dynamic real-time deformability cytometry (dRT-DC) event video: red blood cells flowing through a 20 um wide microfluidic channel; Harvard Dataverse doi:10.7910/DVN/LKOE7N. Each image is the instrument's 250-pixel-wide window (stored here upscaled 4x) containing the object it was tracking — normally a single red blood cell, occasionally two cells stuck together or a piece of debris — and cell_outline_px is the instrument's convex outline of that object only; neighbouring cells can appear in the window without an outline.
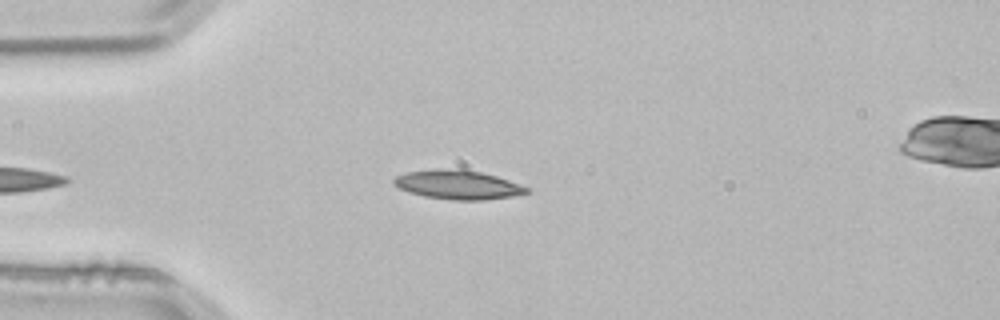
{"species": "common noctule bat (a hibernating species)", "species_latin": "Nyctalus noctula", "temperature_condition": "room temperature", "stored_images_in_passage": 4, "camera_frame_rate_fps": 3000, "um_per_image_px": 0.085, "animal": {"sex": "male", "body_mass_g": 21.5, "forearm_length_mm": 52.0}, "frame": {"image": 1, "passage_image": 3, "time_ms": 0.667, "image_size_px": [1000, 320], "cell_outline_px": [[528, 192], [512, 196], [484, 200], [452, 200], [424, 196], [400, 188], [392, 184], [392, 180], [396, 176], [404, 172], [436, 168], [456, 168], [480, 172], [496, 176], [508, 180], [528, 188]], "centroid_in_image_um": [38.86, 15.68], "position_along_channel_um": 46.1, "area_um2": 22.43}}